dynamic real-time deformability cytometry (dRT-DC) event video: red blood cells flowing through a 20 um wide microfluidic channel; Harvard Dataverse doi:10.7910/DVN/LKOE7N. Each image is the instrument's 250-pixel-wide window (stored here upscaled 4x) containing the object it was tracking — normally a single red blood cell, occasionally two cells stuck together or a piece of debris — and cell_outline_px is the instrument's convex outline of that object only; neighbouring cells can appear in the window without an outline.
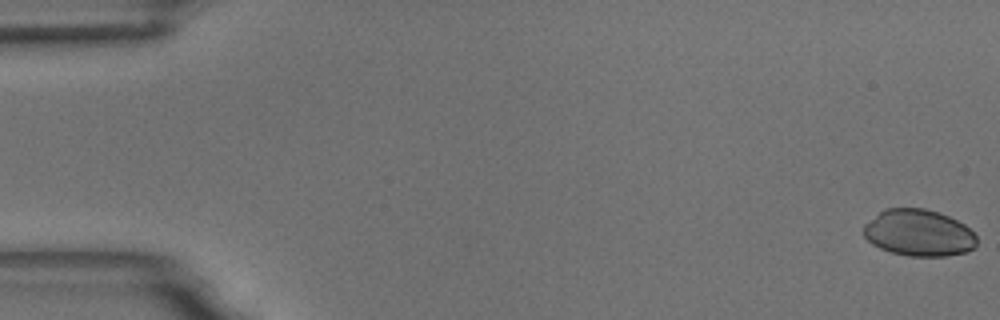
{"species": "common noctule bat (a hibernating species)", "species_latin": "Nyctalus noctula", "temperature_condition": "room temperature", "stored_images_in_passage": 59, "camera_frame_rate_fps": 3000, "um_per_image_px": 0.085, "animal": {"sex": "male", "body_mass_g": 18.8}, "frame": {"image": 1, "passage_image": 1, "time_ms": 0.0, "image_size_px": [1000, 320], "cell_outline_px": [[976, 248], [964, 252], [944, 256], [908, 256], [892, 252], [880, 248], [872, 244], [864, 236], [864, 224], [884, 208], [924, 208], [948, 216], [964, 224], [976, 236]], "centroid_in_image_um": [78.08, 19.79], "position_along_channel_um": 6.9, "area_um2": 30.63}}
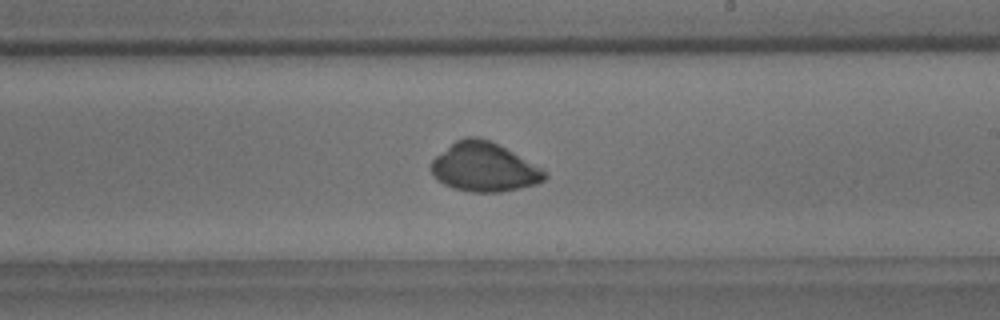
{"frame": {"image": 2, "passage_image": 35, "time_ms": 11.333, "image_size_px": [1000, 320], "cell_outline_px": [[548, 176], [544, 180], [536, 184], [520, 188], [500, 192], [472, 192], [452, 188], [444, 184], [432, 172], [432, 160], [436, 156], [456, 140], [464, 136], [476, 136], [488, 140], [512, 152], [548, 172]], "centroid_in_image_um": [41.16, 14.21], "position_along_channel_um": 247.8, "area_um2": 31.96}}
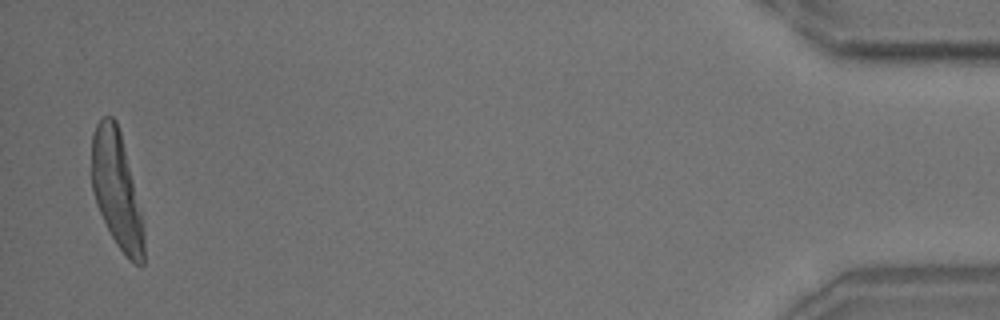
{"frame": {"image": 3, "passage_image": 58, "time_ms": 19.0, "image_size_px": [1000, 320], "cell_outline_px": [[144, 264], [136, 264], [128, 260], [116, 244], [96, 204], [92, 188], [92, 132], [96, 124], [104, 116], [112, 116], [116, 120], [120, 132], [140, 212], [144, 232]], "centroid_in_image_um": [9.89, 16.16], "position_along_channel_um": 425.3, "area_um2": 34.62}}